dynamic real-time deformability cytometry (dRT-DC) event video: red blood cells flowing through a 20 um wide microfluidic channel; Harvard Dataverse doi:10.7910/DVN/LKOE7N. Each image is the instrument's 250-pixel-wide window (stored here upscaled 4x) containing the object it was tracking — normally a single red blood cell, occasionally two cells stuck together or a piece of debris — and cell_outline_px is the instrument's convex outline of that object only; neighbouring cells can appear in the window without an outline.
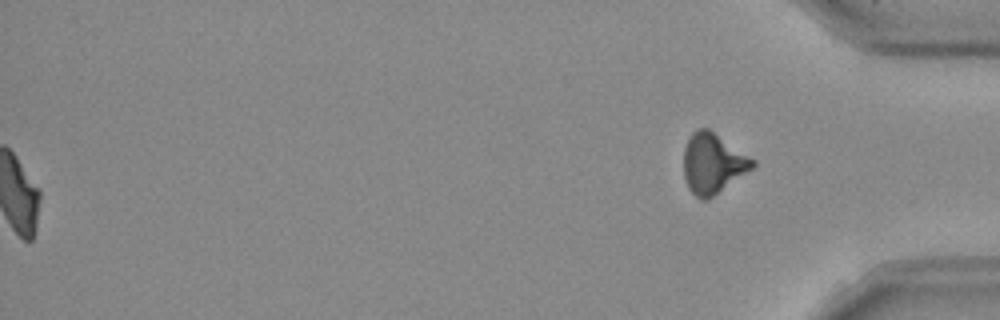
{"species": "Egyptian fruit bat (a non-hibernating species)", "species_latin": "Rousettus aegyptiacus", "temperature_condition": "room temperature", "stored_images_in_passage": 46, "segment_of_instrument_passage": [2, 2], "camera_frame_rate_fps": 3000, "um_per_image_px": 0.085, "frame": {"image": 1, "passage_image": 46, "time_ms": 15.0, "image_size_px": [1000, 320], "cell_outline_px": [[756, 164], [752, 168], [708, 200], [700, 200], [688, 188], [684, 176], [684, 148], [692, 132], [696, 128], [708, 128], [756, 160]], "centroid_in_image_um": [60.58, 13.89], "position_along_channel_um": 374.6, "area_um2": 24.04}}